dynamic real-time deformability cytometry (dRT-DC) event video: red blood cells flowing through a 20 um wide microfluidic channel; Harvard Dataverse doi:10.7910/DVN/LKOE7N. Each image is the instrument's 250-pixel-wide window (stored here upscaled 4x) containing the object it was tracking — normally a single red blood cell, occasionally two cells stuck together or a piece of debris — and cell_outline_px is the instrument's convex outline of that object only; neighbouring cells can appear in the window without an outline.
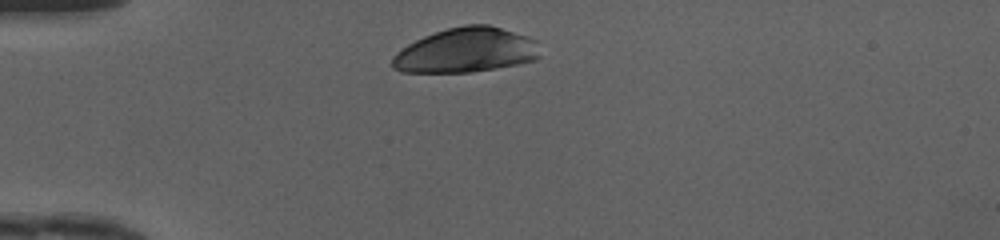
{"species": "human", "species_latin": "Homo sapiens", "temperature_condition": "cold", "stored_images_in_passage": 28, "camera_frame_rate_fps": 3000, "um_per_image_px": 0.085, "donor": {"sex": "female"}, "frame": {"image": 1, "passage_image": 1, "time_ms": 0.0, "image_size_px": [1000, 240], "cell_outline_px": [[540, 56], [536, 60], [516, 64], [472, 72], [400, 72], [392, 68], [392, 56], [396, 52], [408, 44], [424, 36], [448, 28], [464, 24], [488, 24], [528, 36], [536, 40]], "centroid_in_image_um": [39.6, 4.27], "position_along_channel_um": 45.4, "area_um2": 38.44}}
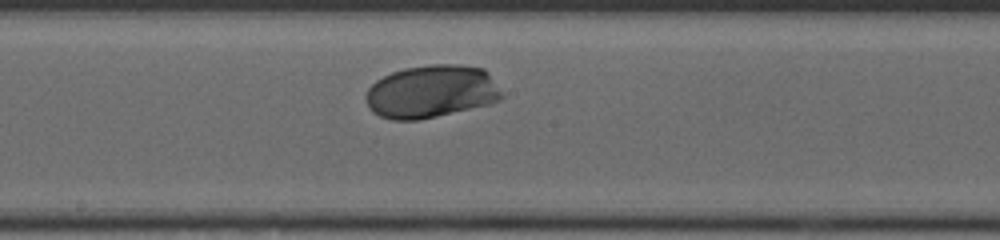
{"frame": {"image": 2, "passage_image": 15, "time_ms": 4.667, "image_size_px": [1000, 240], "cell_outline_px": [[504, 96], [500, 100], [488, 104], [436, 116], [416, 120], [392, 120], [380, 116], [372, 112], [368, 108], [364, 96], [368, 88], [376, 80], [392, 72], [404, 68], [432, 64], [460, 64], [484, 68], [488, 72]], "centroid_in_image_um": [36.64, 7.77], "position_along_channel_um": 211.6, "area_um2": 41.96}}
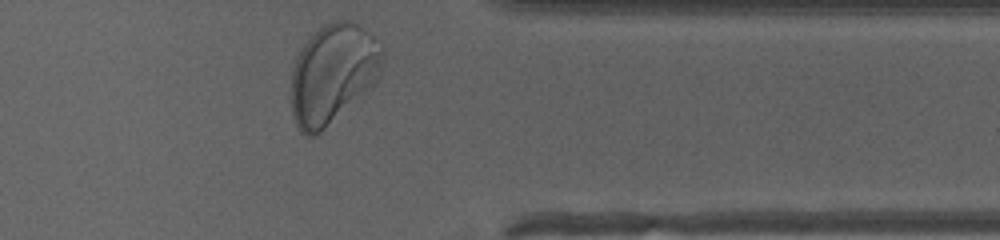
{"frame": {"image": 3, "passage_image": 28, "time_ms": 9.0, "image_size_px": [1000, 240], "cell_outline_px": [[384, 60], [380, 76], [372, 88], [316, 136], [304, 136], [300, 132], [292, 116], [292, 68], [296, 56], [308, 32], [324, 24], [336, 20], [348, 20], [356, 24], [368, 32], [372, 36], [384, 52]], "centroid_in_image_um": [28.28, 6.26], "position_along_channel_um": 383.1, "area_um2": 53.87}, "authors_computed_cell_mechanics": {"area_um2": 41.616, "velocity_mm_per_s": 4.1012, "shape_relaxation_time_tau1_ms": 2.6114, "shape_relaxation_time_tau2_ms": null, "deformation_change_tau1": 0.1353, "deformation_change_tau2": null}}